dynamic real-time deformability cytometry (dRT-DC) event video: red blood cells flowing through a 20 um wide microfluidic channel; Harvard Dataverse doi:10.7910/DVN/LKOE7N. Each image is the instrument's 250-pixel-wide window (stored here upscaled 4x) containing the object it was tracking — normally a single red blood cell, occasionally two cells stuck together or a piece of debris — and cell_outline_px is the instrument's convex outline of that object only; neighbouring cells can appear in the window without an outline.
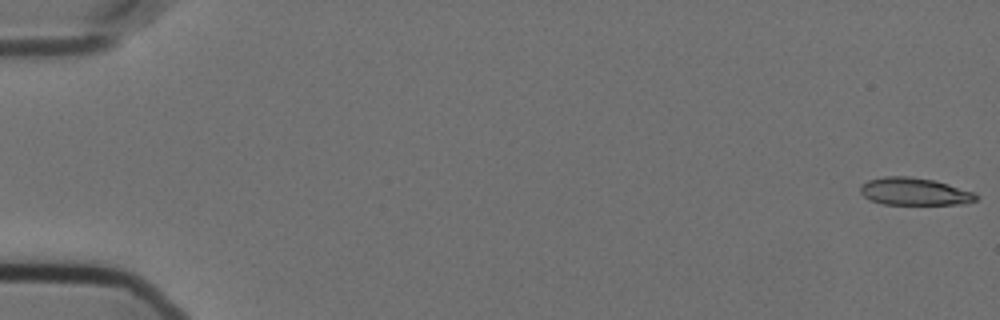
{"species": "Egyptian fruit bat (a non-hibernating species)", "species_latin": "Rousettus aegyptiacus", "temperature_condition": "cold", "stored_images_in_passage": 7, "camera_frame_rate_fps": 3000, "um_per_image_px": 0.085, "animal": {"sex": "female"}, "frame": {"image": 1, "passage_image": 1, "time_ms": 0.0, "image_size_px": [1000, 320], "cell_outline_px": [[980, 196], [976, 200], [964, 204], [884, 204], [868, 200], [860, 192], [860, 184], [868, 180], [884, 176], [908, 176], [936, 180], [976, 192]], "centroid_in_image_um": [77.75, 16.27], "position_along_channel_um": 7.3, "area_um2": 18.84}}